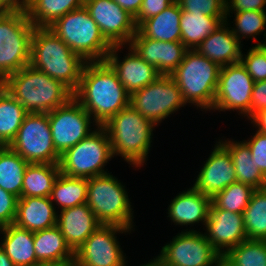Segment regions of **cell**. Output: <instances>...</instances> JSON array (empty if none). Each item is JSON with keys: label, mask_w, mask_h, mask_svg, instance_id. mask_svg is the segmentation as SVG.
<instances>
[{"label": "cell", "mask_w": 266, "mask_h": 266, "mask_svg": "<svg viewBox=\"0 0 266 266\" xmlns=\"http://www.w3.org/2000/svg\"><path fill=\"white\" fill-rule=\"evenodd\" d=\"M73 97L97 126H103L129 106L130 94L106 61H94L86 62Z\"/></svg>", "instance_id": "obj_1"}, {"label": "cell", "mask_w": 266, "mask_h": 266, "mask_svg": "<svg viewBox=\"0 0 266 266\" xmlns=\"http://www.w3.org/2000/svg\"><path fill=\"white\" fill-rule=\"evenodd\" d=\"M28 113H48L68 103L73 92L62 82L27 65L0 83Z\"/></svg>", "instance_id": "obj_2"}, {"label": "cell", "mask_w": 266, "mask_h": 266, "mask_svg": "<svg viewBox=\"0 0 266 266\" xmlns=\"http://www.w3.org/2000/svg\"><path fill=\"white\" fill-rule=\"evenodd\" d=\"M85 64L86 61L48 27H35L29 64L33 68L62 82L74 93L79 86Z\"/></svg>", "instance_id": "obj_3"}, {"label": "cell", "mask_w": 266, "mask_h": 266, "mask_svg": "<svg viewBox=\"0 0 266 266\" xmlns=\"http://www.w3.org/2000/svg\"><path fill=\"white\" fill-rule=\"evenodd\" d=\"M103 127L108 132L114 158L121 156L132 167H143L152 147L156 126L129 105Z\"/></svg>", "instance_id": "obj_4"}, {"label": "cell", "mask_w": 266, "mask_h": 266, "mask_svg": "<svg viewBox=\"0 0 266 266\" xmlns=\"http://www.w3.org/2000/svg\"><path fill=\"white\" fill-rule=\"evenodd\" d=\"M221 67L201 55L187 50L183 61L170 75L178 85L183 101L201 111L212 110Z\"/></svg>", "instance_id": "obj_5"}, {"label": "cell", "mask_w": 266, "mask_h": 266, "mask_svg": "<svg viewBox=\"0 0 266 266\" xmlns=\"http://www.w3.org/2000/svg\"><path fill=\"white\" fill-rule=\"evenodd\" d=\"M48 28L86 62L105 61L112 49L84 5L57 19Z\"/></svg>", "instance_id": "obj_6"}, {"label": "cell", "mask_w": 266, "mask_h": 266, "mask_svg": "<svg viewBox=\"0 0 266 266\" xmlns=\"http://www.w3.org/2000/svg\"><path fill=\"white\" fill-rule=\"evenodd\" d=\"M86 203L102 225L134 230V211L127 189L111 173L88 179Z\"/></svg>", "instance_id": "obj_7"}, {"label": "cell", "mask_w": 266, "mask_h": 266, "mask_svg": "<svg viewBox=\"0 0 266 266\" xmlns=\"http://www.w3.org/2000/svg\"><path fill=\"white\" fill-rule=\"evenodd\" d=\"M34 30L23 6L0 17V83L30 64Z\"/></svg>", "instance_id": "obj_8"}, {"label": "cell", "mask_w": 266, "mask_h": 266, "mask_svg": "<svg viewBox=\"0 0 266 266\" xmlns=\"http://www.w3.org/2000/svg\"><path fill=\"white\" fill-rule=\"evenodd\" d=\"M113 157L107 130L96 126L86 138L61 155L60 172L70 177L89 179L109 173L104 168Z\"/></svg>", "instance_id": "obj_9"}, {"label": "cell", "mask_w": 266, "mask_h": 266, "mask_svg": "<svg viewBox=\"0 0 266 266\" xmlns=\"http://www.w3.org/2000/svg\"><path fill=\"white\" fill-rule=\"evenodd\" d=\"M9 147L28 163L59 164L47 113H27Z\"/></svg>", "instance_id": "obj_10"}, {"label": "cell", "mask_w": 266, "mask_h": 266, "mask_svg": "<svg viewBox=\"0 0 266 266\" xmlns=\"http://www.w3.org/2000/svg\"><path fill=\"white\" fill-rule=\"evenodd\" d=\"M129 105L155 126L185 107L181 91L171 76L161 75L156 81L130 94Z\"/></svg>", "instance_id": "obj_11"}, {"label": "cell", "mask_w": 266, "mask_h": 266, "mask_svg": "<svg viewBox=\"0 0 266 266\" xmlns=\"http://www.w3.org/2000/svg\"><path fill=\"white\" fill-rule=\"evenodd\" d=\"M157 257L162 266H217L222 261L206 235L193 228L177 233Z\"/></svg>", "instance_id": "obj_12"}, {"label": "cell", "mask_w": 266, "mask_h": 266, "mask_svg": "<svg viewBox=\"0 0 266 266\" xmlns=\"http://www.w3.org/2000/svg\"><path fill=\"white\" fill-rule=\"evenodd\" d=\"M132 231L117 225H101L75 250L73 266H124L126 253L116 235Z\"/></svg>", "instance_id": "obj_13"}, {"label": "cell", "mask_w": 266, "mask_h": 266, "mask_svg": "<svg viewBox=\"0 0 266 266\" xmlns=\"http://www.w3.org/2000/svg\"><path fill=\"white\" fill-rule=\"evenodd\" d=\"M52 140L56 151L62 155L96 129L91 115L73 97L68 103L48 112ZM93 123V124H91ZM91 125L94 128H91Z\"/></svg>", "instance_id": "obj_14"}, {"label": "cell", "mask_w": 266, "mask_h": 266, "mask_svg": "<svg viewBox=\"0 0 266 266\" xmlns=\"http://www.w3.org/2000/svg\"><path fill=\"white\" fill-rule=\"evenodd\" d=\"M253 85L241 62L221 67L212 111H238V115L250 120Z\"/></svg>", "instance_id": "obj_15"}, {"label": "cell", "mask_w": 266, "mask_h": 266, "mask_svg": "<svg viewBox=\"0 0 266 266\" xmlns=\"http://www.w3.org/2000/svg\"><path fill=\"white\" fill-rule=\"evenodd\" d=\"M84 7L112 45H129L137 31L134 17L114 0H84Z\"/></svg>", "instance_id": "obj_16"}, {"label": "cell", "mask_w": 266, "mask_h": 266, "mask_svg": "<svg viewBox=\"0 0 266 266\" xmlns=\"http://www.w3.org/2000/svg\"><path fill=\"white\" fill-rule=\"evenodd\" d=\"M212 150L192 185L196 190L210 198L237 182L229 150L219 140L216 141Z\"/></svg>", "instance_id": "obj_17"}, {"label": "cell", "mask_w": 266, "mask_h": 266, "mask_svg": "<svg viewBox=\"0 0 266 266\" xmlns=\"http://www.w3.org/2000/svg\"><path fill=\"white\" fill-rule=\"evenodd\" d=\"M128 46L129 52L124 55L123 60L119 58L118 52H121L123 47L125 48L127 45L112 46L105 61L115 71L126 91L131 94L156 81L161 74L156 67L148 64L130 45Z\"/></svg>", "instance_id": "obj_18"}, {"label": "cell", "mask_w": 266, "mask_h": 266, "mask_svg": "<svg viewBox=\"0 0 266 266\" xmlns=\"http://www.w3.org/2000/svg\"><path fill=\"white\" fill-rule=\"evenodd\" d=\"M148 64L161 75L170 76L183 61L188 50L182 42H164L146 38L138 29L129 44Z\"/></svg>", "instance_id": "obj_19"}, {"label": "cell", "mask_w": 266, "mask_h": 266, "mask_svg": "<svg viewBox=\"0 0 266 266\" xmlns=\"http://www.w3.org/2000/svg\"><path fill=\"white\" fill-rule=\"evenodd\" d=\"M205 232L207 240L223 256L229 249L248 239L243 214L210 209Z\"/></svg>", "instance_id": "obj_20"}, {"label": "cell", "mask_w": 266, "mask_h": 266, "mask_svg": "<svg viewBox=\"0 0 266 266\" xmlns=\"http://www.w3.org/2000/svg\"><path fill=\"white\" fill-rule=\"evenodd\" d=\"M168 207V216L175 225L191 227L202 223L206 226L212 198L202 194L193 186L175 196Z\"/></svg>", "instance_id": "obj_21"}, {"label": "cell", "mask_w": 266, "mask_h": 266, "mask_svg": "<svg viewBox=\"0 0 266 266\" xmlns=\"http://www.w3.org/2000/svg\"><path fill=\"white\" fill-rule=\"evenodd\" d=\"M58 213L57 226L74 252L102 225L87 203Z\"/></svg>", "instance_id": "obj_22"}, {"label": "cell", "mask_w": 266, "mask_h": 266, "mask_svg": "<svg viewBox=\"0 0 266 266\" xmlns=\"http://www.w3.org/2000/svg\"><path fill=\"white\" fill-rule=\"evenodd\" d=\"M229 20L212 32L196 50L220 67L240 62L243 44L230 29Z\"/></svg>", "instance_id": "obj_23"}, {"label": "cell", "mask_w": 266, "mask_h": 266, "mask_svg": "<svg viewBox=\"0 0 266 266\" xmlns=\"http://www.w3.org/2000/svg\"><path fill=\"white\" fill-rule=\"evenodd\" d=\"M56 211L50 197L18 198L14 224L29 231H39L57 225Z\"/></svg>", "instance_id": "obj_24"}, {"label": "cell", "mask_w": 266, "mask_h": 266, "mask_svg": "<svg viewBox=\"0 0 266 266\" xmlns=\"http://www.w3.org/2000/svg\"><path fill=\"white\" fill-rule=\"evenodd\" d=\"M34 250L38 262L59 266L73 265L74 251L57 225L34 232Z\"/></svg>", "instance_id": "obj_25"}, {"label": "cell", "mask_w": 266, "mask_h": 266, "mask_svg": "<svg viewBox=\"0 0 266 266\" xmlns=\"http://www.w3.org/2000/svg\"><path fill=\"white\" fill-rule=\"evenodd\" d=\"M182 10L177 1L149 19L137 29L146 37L164 42H181L180 17Z\"/></svg>", "instance_id": "obj_26"}, {"label": "cell", "mask_w": 266, "mask_h": 266, "mask_svg": "<svg viewBox=\"0 0 266 266\" xmlns=\"http://www.w3.org/2000/svg\"><path fill=\"white\" fill-rule=\"evenodd\" d=\"M230 152L237 182L250 185L254 189L266 188V176L252 161V154L244 141L218 139Z\"/></svg>", "instance_id": "obj_27"}, {"label": "cell", "mask_w": 266, "mask_h": 266, "mask_svg": "<svg viewBox=\"0 0 266 266\" xmlns=\"http://www.w3.org/2000/svg\"><path fill=\"white\" fill-rule=\"evenodd\" d=\"M1 239V247L16 266L37 263L34 250V232L15 224L7 225Z\"/></svg>", "instance_id": "obj_28"}, {"label": "cell", "mask_w": 266, "mask_h": 266, "mask_svg": "<svg viewBox=\"0 0 266 266\" xmlns=\"http://www.w3.org/2000/svg\"><path fill=\"white\" fill-rule=\"evenodd\" d=\"M225 20L226 17H211L203 13H189L182 10L181 42L188 50H196L202 41L222 26Z\"/></svg>", "instance_id": "obj_29"}, {"label": "cell", "mask_w": 266, "mask_h": 266, "mask_svg": "<svg viewBox=\"0 0 266 266\" xmlns=\"http://www.w3.org/2000/svg\"><path fill=\"white\" fill-rule=\"evenodd\" d=\"M83 4L84 0H26L22 6L35 27H49L57 19Z\"/></svg>", "instance_id": "obj_30"}, {"label": "cell", "mask_w": 266, "mask_h": 266, "mask_svg": "<svg viewBox=\"0 0 266 266\" xmlns=\"http://www.w3.org/2000/svg\"><path fill=\"white\" fill-rule=\"evenodd\" d=\"M59 174V164L29 163L24 172L22 197H50Z\"/></svg>", "instance_id": "obj_31"}, {"label": "cell", "mask_w": 266, "mask_h": 266, "mask_svg": "<svg viewBox=\"0 0 266 266\" xmlns=\"http://www.w3.org/2000/svg\"><path fill=\"white\" fill-rule=\"evenodd\" d=\"M88 179L64 175L60 172L52 193L51 202L61 210L85 204L87 201Z\"/></svg>", "instance_id": "obj_32"}, {"label": "cell", "mask_w": 266, "mask_h": 266, "mask_svg": "<svg viewBox=\"0 0 266 266\" xmlns=\"http://www.w3.org/2000/svg\"><path fill=\"white\" fill-rule=\"evenodd\" d=\"M28 112L0 84V139L7 146L14 140Z\"/></svg>", "instance_id": "obj_33"}, {"label": "cell", "mask_w": 266, "mask_h": 266, "mask_svg": "<svg viewBox=\"0 0 266 266\" xmlns=\"http://www.w3.org/2000/svg\"><path fill=\"white\" fill-rule=\"evenodd\" d=\"M28 164L18 153L7 146L0 153V187L21 198L24 172Z\"/></svg>", "instance_id": "obj_34"}, {"label": "cell", "mask_w": 266, "mask_h": 266, "mask_svg": "<svg viewBox=\"0 0 266 266\" xmlns=\"http://www.w3.org/2000/svg\"><path fill=\"white\" fill-rule=\"evenodd\" d=\"M222 262L227 266H266V240L246 239L229 249Z\"/></svg>", "instance_id": "obj_35"}, {"label": "cell", "mask_w": 266, "mask_h": 266, "mask_svg": "<svg viewBox=\"0 0 266 266\" xmlns=\"http://www.w3.org/2000/svg\"><path fill=\"white\" fill-rule=\"evenodd\" d=\"M243 219L248 239L266 240V188L253 192Z\"/></svg>", "instance_id": "obj_36"}, {"label": "cell", "mask_w": 266, "mask_h": 266, "mask_svg": "<svg viewBox=\"0 0 266 266\" xmlns=\"http://www.w3.org/2000/svg\"><path fill=\"white\" fill-rule=\"evenodd\" d=\"M235 22L233 27L230 26L231 31L236 36V38L241 41L243 38H251L254 45H266V11H242L233 12ZM264 40L259 41L256 36L262 35ZM263 42V43H262Z\"/></svg>", "instance_id": "obj_37"}, {"label": "cell", "mask_w": 266, "mask_h": 266, "mask_svg": "<svg viewBox=\"0 0 266 266\" xmlns=\"http://www.w3.org/2000/svg\"><path fill=\"white\" fill-rule=\"evenodd\" d=\"M255 190L250 185L234 182L212 198L210 209L243 214Z\"/></svg>", "instance_id": "obj_38"}, {"label": "cell", "mask_w": 266, "mask_h": 266, "mask_svg": "<svg viewBox=\"0 0 266 266\" xmlns=\"http://www.w3.org/2000/svg\"><path fill=\"white\" fill-rule=\"evenodd\" d=\"M240 62L254 82L266 80V45H254L246 54L242 53Z\"/></svg>", "instance_id": "obj_39"}, {"label": "cell", "mask_w": 266, "mask_h": 266, "mask_svg": "<svg viewBox=\"0 0 266 266\" xmlns=\"http://www.w3.org/2000/svg\"><path fill=\"white\" fill-rule=\"evenodd\" d=\"M181 10L203 13L211 17H226V0H176Z\"/></svg>", "instance_id": "obj_40"}, {"label": "cell", "mask_w": 266, "mask_h": 266, "mask_svg": "<svg viewBox=\"0 0 266 266\" xmlns=\"http://www.w3.org/2000/svg\"><path fill=\"white\" fill-rule=\"evenodd\" d=\"M248 140H243L252 154V161L256 167L266 176V134L259 131Z\"/></svg>", "instance_id": "obj_41"}, {"label": "cell", "mask_w": 266, "mask_h": 266, "mask_svg": "<svg viewBox=\"0 0 266 266\" xmlns=\"http://www.w3.org/2000/svg\"><path fill=\"white\" fill-rule=\"evenodd\" d=\"M18 197L0 187V222L5 226L14 224Z\"/></svg>", "instance_id": "obj_42"}, {"label": "cell", "mask_w": 266, "mask_h": 266, "mask_svg": "<svg viewBox=\"0 0 266 266\" xmlns=\"http://www.w3.org/2000/svg\"><path fill=\"white\" fill-rule=\"evenodd\" d=\"M176 0H143L138 15L134 18L137 28L146 20L169 7Z\"/></svg>", "instance_id": "obj_43"}, {"label": "cell", "mask_w": 266, "mask_h": 266, "mask_svg": "<svg viewBox=\"0 0 266 266\" xmlns=\"http://www.w3.org/2000/svg\"><path fill=\"white\" fill-rule=\"evenodd\" d=\"M265 7L266 0H226V19L230 18L233 12L266 11Z\"/></svg>", "instance_id": "obj_44"}, {"label": "cell", "mask_w": 266, "mask_h": 266, "mask_svg": "<svg viewBox=\"0 0 266 266\" xmlns=\"http://www.w3.org/2000/svg\"><path fill=\"white\" fill-rule=\"evenodd\" d=\"M264 109H266V80L254 82L250 103V119Z\"/></svg>", "instance_id": "obj_45"}, {"label": "cell", "mask_w": 266, "mask_h": 266, "mask_svg": "<svg viewBox=\"0 0 266 266\" xmlns=\"http://www.w3.org/2000/svg\"><path fill=\"white\" fill-rule=\"evenodd\" d=\"M114 1L134 18L138 15L143 3V0H114Z\"/></svg>", "instance_id": "obj_46"}, {"label": "cell", "mask_w": 266, "mask_h": 266, "mask_svg": "<svg viewBox=\"0 0 266 266\" xmlns=\"http://www.w3.org/2000/svg\"><path fill=\"white\" fill-rule=\"evenodd\" d=\"M251 124L263 134H266V109L256 113L251 119Z\"/></svg>", "instance_id": "obj_47"}, {"label": "cell", "mask_w": 266, "mask_h": 266, "mask_svg": "<svg viewBox=\"0 0 266 266\" xmlns=\"http://www.w3.org/2000/svg\"><path fill=\"white\" fill-rule=\"evenodd\" d=\"M22 4L18 0H0V17L19 9Z\"/></svg>", "instance_id": "obj_48"}, {"label": "cell", "mask_w": 266, "mask_h": 266, "mask_svg": "<svg viewBox=\"0 0 266 266\" xmlns=\"http://www.w3.org/2000/svg\"><path fill=\"white\" fill-rule=\"evenodd\" d=\"M0 266H16L4 252L2 247H0Z\"/></svg>", "instance_id": "obj_49"}, {"label": "cell", "mask_w": 266, "mask_h": 266, "mask_svg": "<svg viewBox=\"0 0 266 266\" xmlns=\"http://www.w3.org/2000/svg\"><path fill=\"white\" fill-rule=\"evenodd\" d=\"M127 262H128V261H125L124 266H128ZM140 266H162V265H161L160 260L158 259V257L155 256V258L150 259V260L148 261V263H145V264H143V265L140 264Z\"/></svg>", "instance_id": "obj_50"}, {"label": "cell", "mask_w": 266, "mask_h": 266, "mask_svg": "<svg viewBox=\"0 0 266 266\" xmlns=\"http://www.w3.org/2000/svg\"><path fill=\"white\" fill-rule=\"evenodd\" d=\"M27 266H59V265H54V264H50V263H43V262H37L31 265H27Z\"/></svg>", "instance_id": "obj_51"}, {"label": "cell", "mask_w": 266, "mask_h": 266, "mask_svg": "<svg viewBox=\"0 0 266 266\" xmlns=\"http://www.w3.org/2000/svg\"><path fill=\"white\" fill-rule=\"evenodd\" d=\"M5 227L6 226L0 222V234H1L0 236L3 235ZM0 239H2V237ZM1 244H2V242H0V247H1Z\"/></svg>", "instance_id": "obj_52"}, {"label": "cell", "mask_w": 266, "mask_h": 266, "mask_svg": "<svg viewBox=\"0 0 266 266\" xmlns=\"http://www.w3.org/2000/svg\"><path fill=\"white\" fill-rule=\"evenodd\" d=\"M7 147V145H5L3 143V141L0 139V153Z\"/></svg>", "instance_id": "obj_53"}, {"label": "cell", "mask_w": 266, "mask_h": 266, "mask_svg": "<svg viewBox=\"0 0 266 266\" xmlns=\"http://www.w3.org/2000/svg\"><path fill=\"white\" fill-rule=\"evenodd\" d=\"M217 266H227L222 261Z\"/></svg>", "instance_id": "obj_54"}, {"label": "cell", "mask_w": 266, "mask_h": 266, "mask_svg": "<svg viewBox=\"0 0 266 266\" xmlns=\"http://www.w3.org/2000/svg\"><path fill=\"white\" fill-rule=\"evenodd\" d=\"M21 4H23L26 0H18Z\"/></svg>", "instance_id": "obj_55"}]
</instances>
